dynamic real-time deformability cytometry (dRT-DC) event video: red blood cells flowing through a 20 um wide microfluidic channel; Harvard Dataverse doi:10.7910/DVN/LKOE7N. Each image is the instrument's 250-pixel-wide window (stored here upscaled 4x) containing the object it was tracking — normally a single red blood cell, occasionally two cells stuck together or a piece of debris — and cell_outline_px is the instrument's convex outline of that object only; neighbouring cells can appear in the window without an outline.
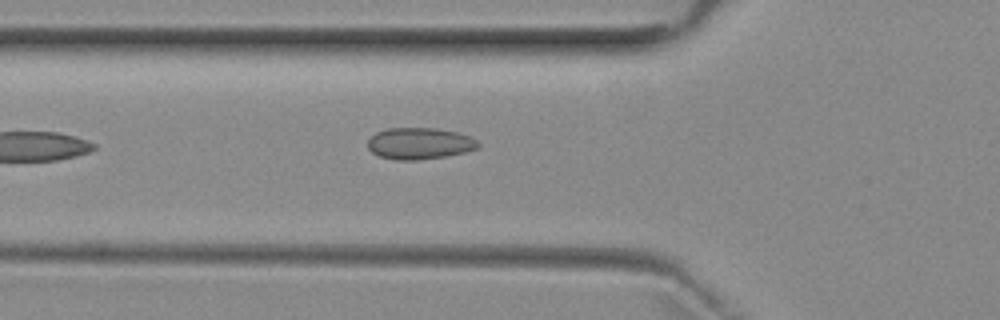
{"species": "common noctule bat (a hibernating species)", "species_latin": "Nyctalus noctula", "temperature_condition": "room temperature", "stored_images_in_passage": 4, "camera_frame_rate_fps": 3000, "um_per_image_px": 0.085, "animal": {"sex": "female", "body_mass_g": 29.2, "forearm_length_mm": 56.3}, "frame": {"image": 1, "passage_image": 4, "time_ms": 4.667, "image_size_px": [1000, 320], "cell_outline_px": [[480, 144], [476, 148], [464, 152], [444, 156], [416, 160], [396, 160], [380, 156], [372, 152], [368, 148], [368, 140], [376, 132], [388, 128], [436, 128], [456, 132], [472, 136]], "centroid_in_image_um": [35.65, 12.18], "position_along_channel_um": 90.1, "area_um2": 20.17}}